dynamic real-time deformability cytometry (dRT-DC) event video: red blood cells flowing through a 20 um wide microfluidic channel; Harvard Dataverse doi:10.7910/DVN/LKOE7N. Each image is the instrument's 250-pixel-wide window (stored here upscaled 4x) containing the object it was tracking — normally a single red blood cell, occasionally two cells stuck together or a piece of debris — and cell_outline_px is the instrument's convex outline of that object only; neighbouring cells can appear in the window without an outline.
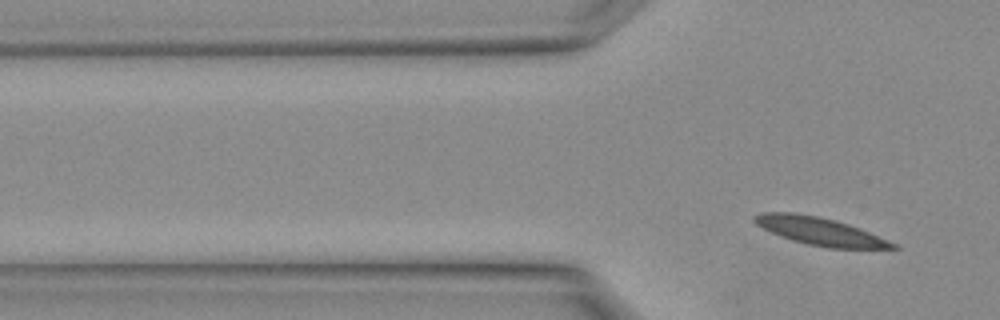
{"species": "Egyptian fruit bat (a non-hibernating species)", "species_latin": "Rousettus aegyptiacus", "temperature_condition": "warm", "stored_images_in_passage": 2, "segment_of_instrument_passage": [2, 2], "camera_frame_rate_fps": 3000, "um_per_image_px": 0.085, "animal": {"sex": "female"}, "frame": {"image": 1, "passage_image": 2, "time_ms": 0.333, "image_size_px": [1000, 320], "cell_outline_px": [[900, 248], [828, 248], [808, 244], [792, 240], [780, 236], [756, 224], [752, 220], [756, 216], [764, 212], [792, 212], [816, 216], [848, 224], [860, 228], [896, 244]], "centroid_in_image_um": [69.68, 19.66], "position_along_channel_um": 56.1, "area_um2": 21.85}}